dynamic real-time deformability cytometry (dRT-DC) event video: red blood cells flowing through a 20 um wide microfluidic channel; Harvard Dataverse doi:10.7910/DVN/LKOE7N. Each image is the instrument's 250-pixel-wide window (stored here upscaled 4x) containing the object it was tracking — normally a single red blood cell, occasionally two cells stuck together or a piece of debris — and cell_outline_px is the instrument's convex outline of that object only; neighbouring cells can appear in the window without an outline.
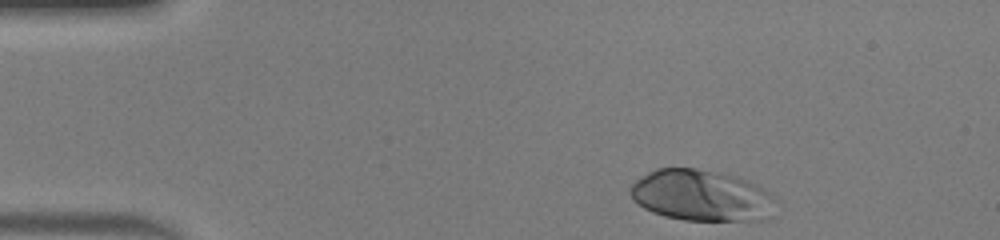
{"species": "human", "species_latin": "Homo sapiens", "temperature_condition": "warm", "stored_images_in_passage": 43, "camera_frame_rate_fps": 3000, "um_per_image_px": 0.085, "donor": {"sex": "male"}, "frame": {"image": 1, "passage_image": 1, "time_ms": 0.0, "image_size_px": [1000, 240], "cell_outline_px": [[776, 200], [768, 220], [684, 220], [664, 216], [652, 212], [644, 208], [632, 200], [632, 184], [636, 180], [648, 172], [656, 168], [696, 168], [736, 176], [748, 180], [756, 184], [768, 192]], "centroid_in_image_um": [59.63, 16.62], "position_along_channel_um": 25.4, "area_um2": 43.35}}
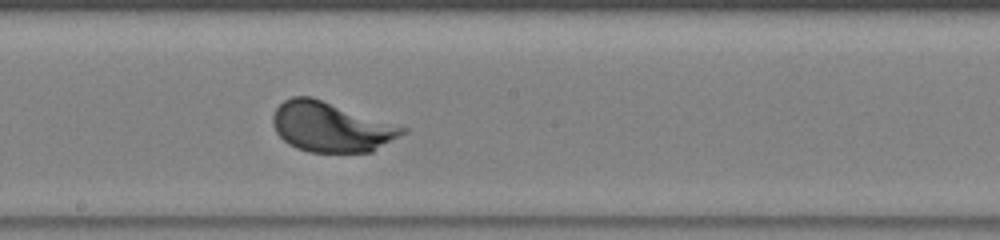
{"frame": {"image": 2, "passage_image": 21, "time_ms": 6.667, "image_size_px": [1000, 240], "cell_outline_px": [[408, 132], [372, 152], [308, 152], [296, 148], [288, 144], [276, 132], [272, 124], [272, 116], [276, 108], [284, 100], [292, 96], [312, 96], [408, 128]], "centroid_in_image_um": [28.14, 10.79], "position_along_channel_um": 220.1, "area_um2": 37.86}}
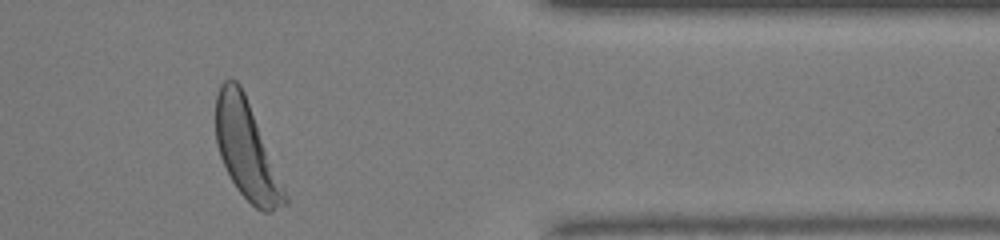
{"frame": {"image": 3, "passage_image": 35, "time_ms": 11.333, "image_size_px": [1000, 240], "cell_outline_px": [[288, 204], [272, 212], [264, 212], [256, 208], [236, 188], [220, 156], [216, 144], [216, 96], [220, 84], [224, 80], [236, 80], [240, 84], [244, 92], [288, 196]], "centroid_in_image_um": [20.95, 12.77], "position_along_channel_um": 390.4, "area_um2": 38.67}, "authors_computed_cell_mechanics": {"area_um2": 37.859, "velocity_mm_per_s": 4.0842, "shape_relaxation_time_tau1_ms": 1.6343, "shape_relaxation_time_tau2_ms": null, "deformation_change_tau1": 0.1281, "deformation_change_tau2": null}}